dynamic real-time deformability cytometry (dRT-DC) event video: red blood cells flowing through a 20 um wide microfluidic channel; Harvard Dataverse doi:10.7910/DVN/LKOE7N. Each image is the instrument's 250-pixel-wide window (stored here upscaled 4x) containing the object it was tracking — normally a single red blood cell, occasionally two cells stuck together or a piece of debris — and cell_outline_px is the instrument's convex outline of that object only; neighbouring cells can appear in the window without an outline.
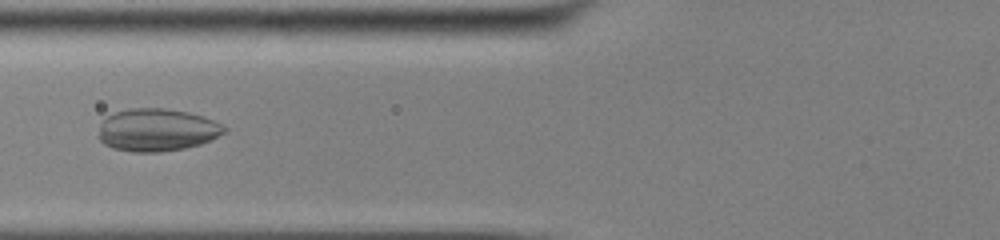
{"species": "common noctule bat (a hibernating species)", "species_latin": "Nyctalus noctula", "temperature_condition": "cold", "stored_images_in_passage": 54, "camera_frame_rate_fps": 3000, "um_per_image_px": 0.085, "animal": {"sex": "male", "body_mass_g": 13.0, "forearm_length_mm": 53.1}, "frame": {"image": 1, "passage_image": 23, "time_ms": 7.333, "image_size_px": [1000, 240], "cell_outline_px": [[228, 132], [212, 140], [200, 144], [184, 148], [160, 152], [132, 152], [112, 148], [104, 144], [96, 136], [100, 124], [108, 116], [116, 112], [132, 108], [164, 108], [188, 112], [212, 120], [228, 128]], "centroid_in_image_um": [13.34, 11.06], "position_along_channel_um": 112.5, "area_um2": 31.39}}
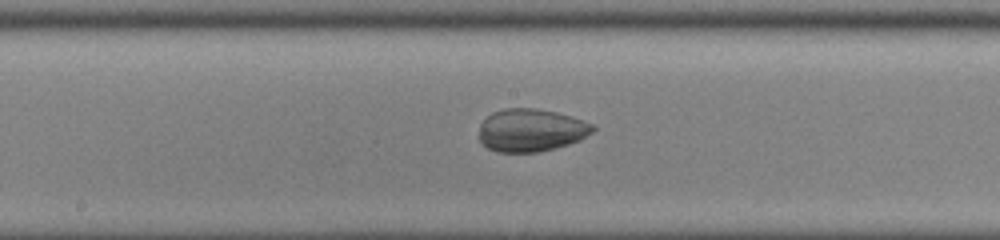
{"frame": {"image": 2, "passage_image": 30, "time_ms": 9.667, "image_size_px": [1000, 240], "cell_outline_px": [[596, 128], [592, 132], [580, 140], [556, 148], [540, 152], [496, 152], [488, 148], [480, 140], [480, 124], [492, 112], [504, 108], [536, 108], [556, 112], [592, 124]], "centroid_in_image_um": [45.12, 11.07], "position_along_channel_um": 203.1, "area_um2": 28.21}}
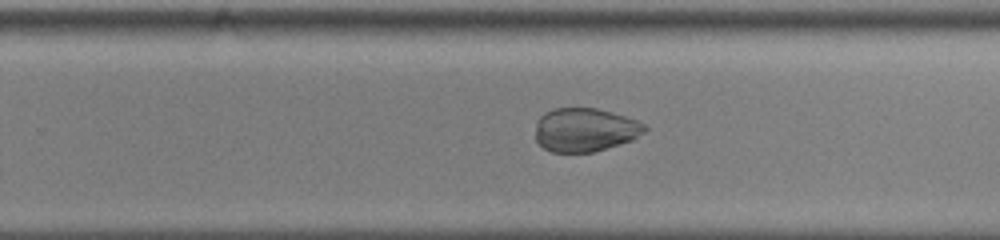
{"frame": {"image": 3, "passage_image": 36, "time_ms": 11.667, "image_size_px": [1000, 240], "cell_outline_px": [[648, 128], [644, 132], [632, 140], [620, 144], [592, 152], [552, 152], [544, 148], [536, 140], [536, 124], [540, 116], [544, 112], [552, 108], [596, 108], [612, 112], [636, 120], [644, 124]], "centroid_in_image_um": [49.71, 11.03], "position_along_channel_um": 280.1, "area_um2": 27.74}}